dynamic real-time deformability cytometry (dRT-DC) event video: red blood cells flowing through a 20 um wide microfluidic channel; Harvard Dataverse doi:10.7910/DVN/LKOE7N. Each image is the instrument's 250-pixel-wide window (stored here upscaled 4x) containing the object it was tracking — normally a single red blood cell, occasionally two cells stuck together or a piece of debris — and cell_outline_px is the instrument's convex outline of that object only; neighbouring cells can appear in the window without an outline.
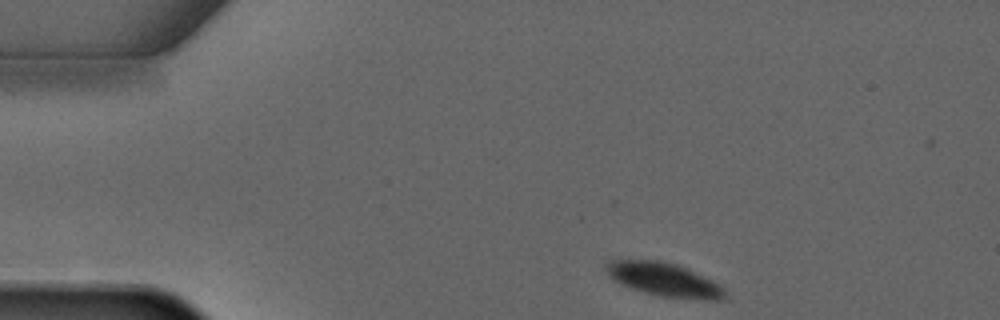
{"species": "common noctule bat (a hibernating species)", "species_latin": "Nyctalus noctula", "temperature_condition": "warm", "stored_images_in_passage": 4, "camera_frame_rate_fps": 3000, "um_per_image_px": 0.085, "animal": {"sex": "male", "forearm_length_mm": 52.5}, "frame": {"image": 1, "passage_image": 1, "time_ms": 0.0, "image_size_px": [1000, 320], "cell_outline_px": [[728, 296], [724, 300], [704, 300], [660, 296], [644, 292], [620, 284], [604, 268], [604, 264], [612, 260], [656, 260], [676, 264], [720, 284], [724, 288]], "centroid_in_image_um": [56.5, 23.78], "position_along_channel_um": 28.5, "area_um2": 23.06}}
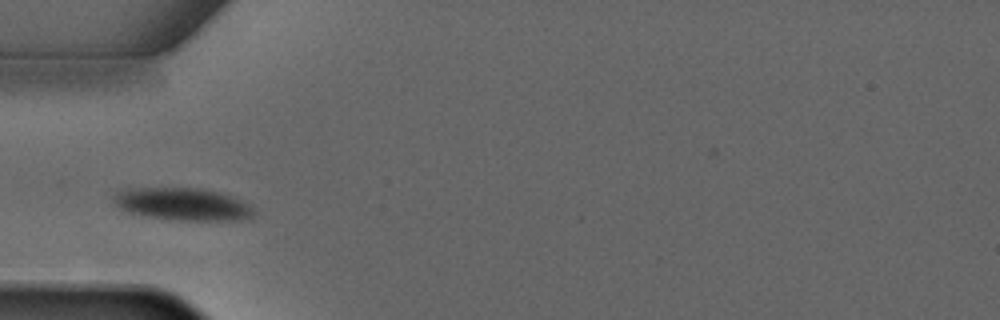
{"frame": {"image": 2, "passage_image": 3, "time_ms": 2.333, "image_size_px": [1000, 320], "cell_outline_px": [[256, 212], [252, 216], [236, 220], [176, 220], [148, 216], [128, 212], [120, 208], [112, 200], [112, 196], [116, 192], [128, 188], [192, 188], [216, 192], [232, 196], [248, 204]], "centroid_in_image_um": [15.48, 17.35], "position_along_channel_um": 69.5, "area_um2": 26.18}}